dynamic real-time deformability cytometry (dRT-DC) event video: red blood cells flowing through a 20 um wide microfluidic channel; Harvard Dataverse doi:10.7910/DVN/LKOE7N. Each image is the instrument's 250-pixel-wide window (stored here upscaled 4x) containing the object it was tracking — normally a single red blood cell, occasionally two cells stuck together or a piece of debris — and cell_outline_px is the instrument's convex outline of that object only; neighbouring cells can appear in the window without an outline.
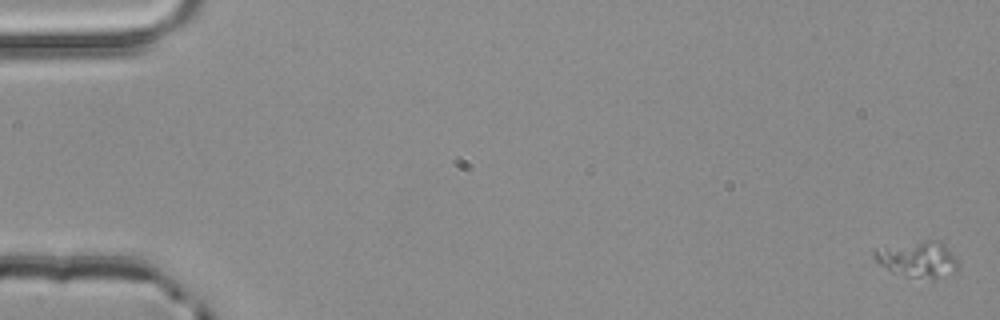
{"species": "common noctule bat (a hibernating species)", "species_latin": "Nyctalus noctula", "temperature_condition": "room temperature", "stored_images_in_passage": 4, "camera_frame_rate_fps": 3000, "um_per_image_px": 0.085, "animal": {"sex": "male", "body_mass_g": 20.4}, "frame": {"image": 1, "passage_image": 1, "time_ms": 0.0, "image_size_px": [1000, 320], "cell_outline_px": [[960, 264], [956, 268], [936, 276], [904, 276], [880, 264], [872, 256], [872, 252], [876, 248], [932, 240], [940, 240], [944, 244]], "centroid_in_image_um": [77.96, 21.98], "position_along_channel_um": 7.0, "area_um2": 16.47}}